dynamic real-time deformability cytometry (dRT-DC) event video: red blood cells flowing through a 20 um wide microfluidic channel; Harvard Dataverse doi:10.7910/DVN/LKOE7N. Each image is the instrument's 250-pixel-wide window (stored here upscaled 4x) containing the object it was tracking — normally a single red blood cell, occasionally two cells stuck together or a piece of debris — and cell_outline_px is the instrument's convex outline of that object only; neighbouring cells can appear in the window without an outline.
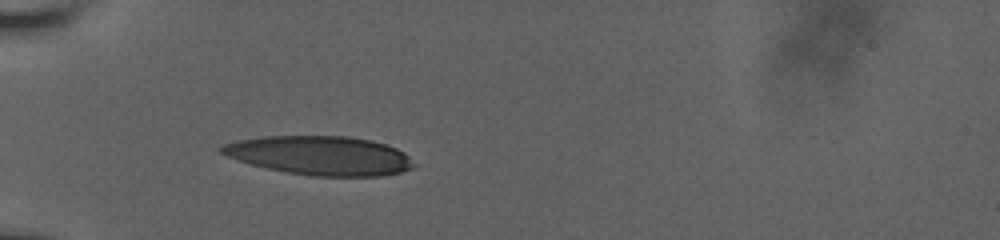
{"species": "human", "species_latin": "Homo sapiens", "temperature_condition": "room temperature", "stored_images_in_passage": 12, "camera_frame_rate_fps": 3000, "um_per_image_px": 0.085, "donor": {"sex": "male"}, "frame": {"image": 1, "passage_image": 8, "time_ms": 5.667, "image_size_px": [1000, 240], "cell_outline_px": [[416, 164], [412, 168], [400, 172], [380, 176], [312, 176], [288, 172], [268, 168], [236, 160], [220, 152], [216, 148], [220, 144], [240, 140], [264, 136], [348, 136], [372, 140], [396, 148], [404, 152]], "centroid_in_image_um": [27.19, 13.21], "position_along_channel_um": 57.8, "area_um2": 43.7}}
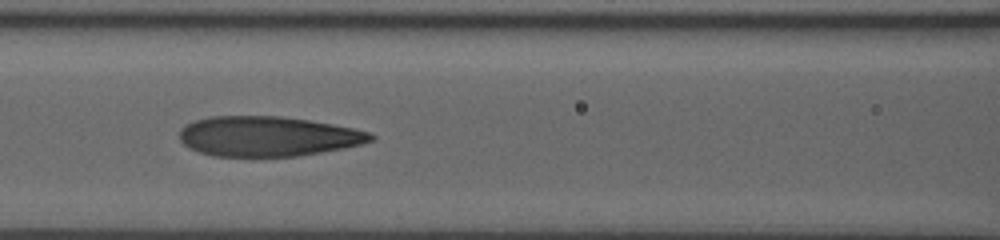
{"frame": {"image": 2, "passage_image": 11, "time_ms": 8.333, "image_size_px": [1000, 240], "cell_outline_px": [[376, 140], [344, 148], [296, 156], [216, 156], [200, 152], [184, 144], [180, 140], [180, 128], [196, 120], [212, 116], [280, 116], [308, 120], [332, 124], [372, 132], [376, 136]], "centroid_in_image_um": [22.8, 11.58], "position_along_channel_um": 143.8, "area_um2": 44.33}}